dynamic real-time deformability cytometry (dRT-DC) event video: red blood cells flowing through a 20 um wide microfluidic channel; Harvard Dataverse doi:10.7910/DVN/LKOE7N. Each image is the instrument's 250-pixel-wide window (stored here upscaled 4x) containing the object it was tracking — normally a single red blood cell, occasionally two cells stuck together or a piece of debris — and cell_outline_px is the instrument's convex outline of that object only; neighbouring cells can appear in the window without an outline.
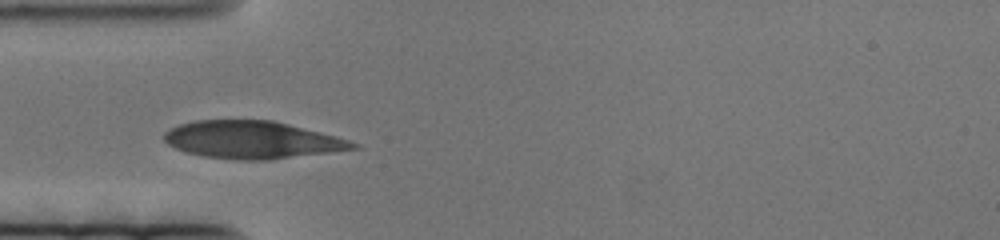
{"species": "human", "species_latin": "Homo sapiens", "temperature_condition": "cold", "stored_images_in_passage": 43, "camera_frame_rate_fps": 3000, "um_per_image_px": 0.085, "donor": {"sex": "female"}, "frame": {"image": 1, "passage_image": 1, "time_ms": 0.0, "image_size_px": [1000, 240], "cell_outline_px": [[360, 148], [268, 160], [244, 160], [204, 156], [188, 152], [176, 148], [168, 144], [164, 140], [164, 132], [180, 124], [196, 120], [272, 120], [336, 136], [360, 144]], "centroid_in_image_um": [21.44, 11.88], "position_along_channel_um": 63.6, "area_um2": 40.86}}
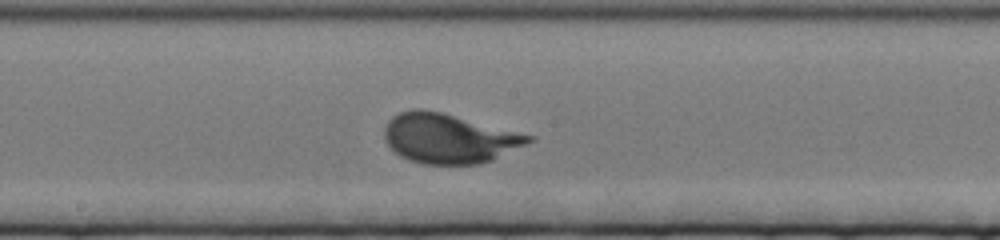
{"frame": {"image": 2, "passage_image": 19, "time_ms": 6.0, "image_size_px": [1000, 240], "cell_outline_px": [[536, 140], [492, 160], [480, 164], [424, 164], [408, 160], [400, 156], [384, 140], [384, 128], [388, 120], [392, 116], [400, 112], [412, 108], [420, 108], [440, 112], [536, 136]], "centroid_in_image_um": [38.17, 11.76], "position_along_channel_um": 210.0, "area_um2": 41.79}}
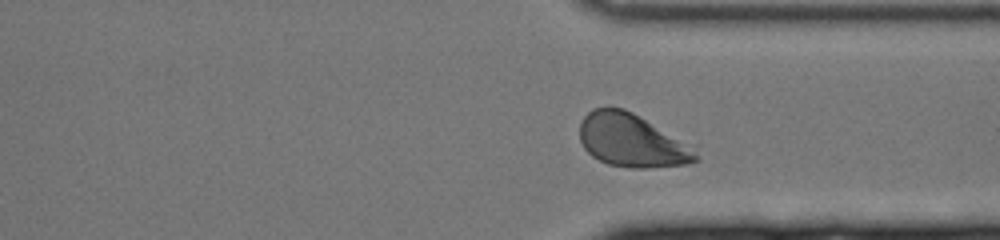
{"frame": {"image": 3, "passage_image": 37, "time_ms": 12.0, "image_size_px": [1000, 240], "cell_outline_px": [[700, 160], [688, 164], [644, 168], [628, 168], [608, 164], [592, 156], [584, 148], [580, 140], [580, 124], [584, 116], [592, 108], [624, 108], [700, 144]], "centroid_in_image_um": [53.89, 11.95], "position_along_channel_um": 357.5, "area_um2": 37.57}}